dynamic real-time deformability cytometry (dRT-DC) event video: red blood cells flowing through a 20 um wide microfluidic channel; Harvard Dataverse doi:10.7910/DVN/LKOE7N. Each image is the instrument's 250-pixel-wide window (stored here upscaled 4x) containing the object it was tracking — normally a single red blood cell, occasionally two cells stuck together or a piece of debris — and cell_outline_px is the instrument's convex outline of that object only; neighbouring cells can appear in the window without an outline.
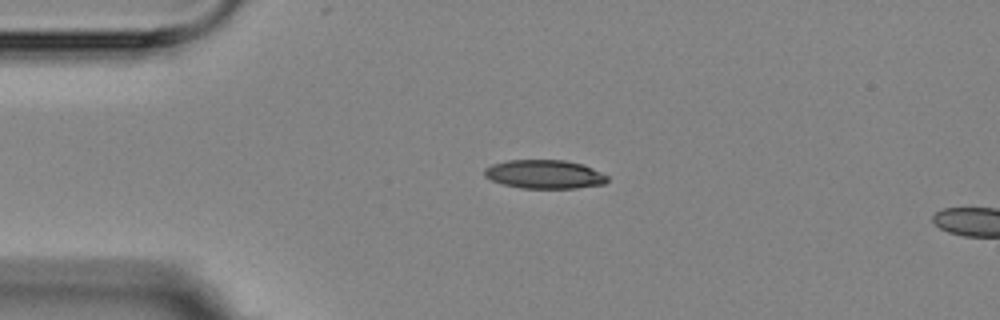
{"species": "Egyptian fruit bat (a non-hibernating species)", "species_latin": "Rousettus aegyptiacus", "temperature_condition": "room temperature", "stored_images_in_passage": 4, "camera_frame_rate_fps": 3000, "um_per_image_px": 0.085, "animal": {"sex": "female"}, "frame": {"image": 1, "passage_image": 3, "time_ms": 2.333, "image_size_px": [1000, 320], "cell_outline_px": [[608, 180], [604, 184], [576, 188], [520, 188], [500, 184], [484, 176], [484, 168], [492, 164], [508, 160], [564, 160], [584, 164], [608, 176]], "centroid_in_image_um": [46.26, 14.81], "position_along_channel_um": 38.7, "area_um2": 20.69}}